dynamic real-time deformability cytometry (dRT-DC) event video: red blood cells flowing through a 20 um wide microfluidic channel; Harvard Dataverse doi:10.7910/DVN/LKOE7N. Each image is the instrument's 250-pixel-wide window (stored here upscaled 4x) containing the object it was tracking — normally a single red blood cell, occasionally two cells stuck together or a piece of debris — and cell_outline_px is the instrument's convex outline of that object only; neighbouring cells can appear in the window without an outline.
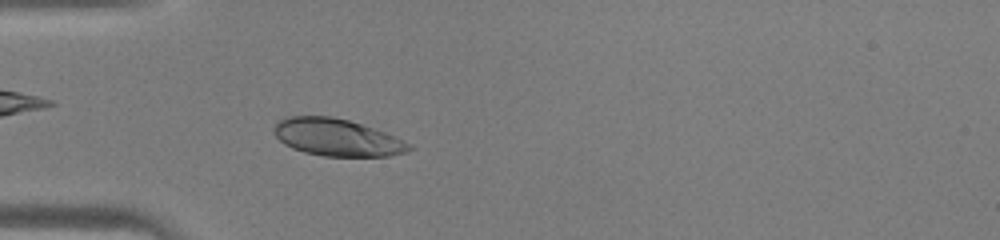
{"species": "human", "species_latin": "Homo sapiens", "temperature_condition": "warm", "stored_images_in_passage": 41, "camera_frame_rate_fps": 3000, "um_per_image_px": 0.085, "donor": {"sex": "male"}, "frame": {"image": 1, "passage_image": 10, "time_ms": 3.0, "image_size_px": [1000, 240], "cell_outline_px": [[412, 148], [408, 152], [388, 156], [324, 156], [304, 152], [292, 148], [284, 144], [276, 136], [272, 128], [284, 116], [332, 116], [348, 120], [384, 132], [408, 144]], "centroid_in_image_um": [28.58, 11.68], "position_along_channel_um": 56.4, "area_um2": 28.96}}
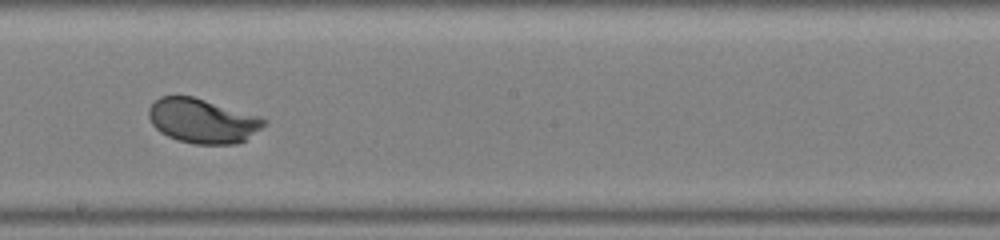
{"frame": {"image": 2, "passage_image": 22, "time_ms": 7.0, "image_size_px": [1000, 240], "cell_outline_px": [[268, 120], [260, 128], [244, 140], [236, 144], [192, 144], [168, 136], [160, 132], [152, 124], [148, 116], [148, 108], [160, 96], [192, 96], [260, 116]], "centroid_in_image_um": [17.19, 10.27], "position_along_channel_um": 231.0, "area_um2": 29.59}}
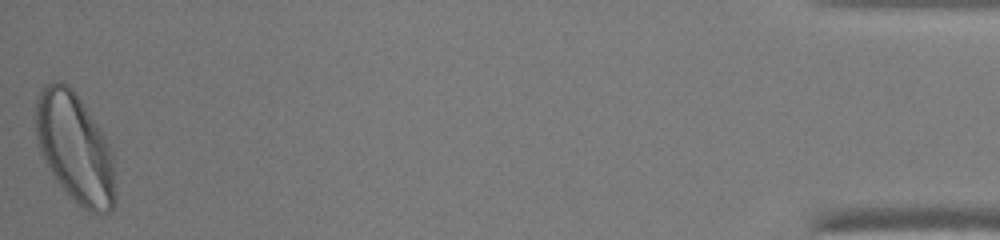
{"frame": {"image": 3, "passage_image": 41, "time_ms": 13.333, "image_size_px": [1000, 240], "cell_outline_px": [[116, 200], [112, 212], [100, 216], [88, 212], [56, 180], [40, 148], [36, 136], [36, 96], [44, 84], [56, 80], [60, 80], [68, 84], [72, 88], [100, 128], [112, 152]], "centroid_in_image_um": [6.4, 12.57], "position_along_channel_um": 428.8, "area_um2": 50.52}}